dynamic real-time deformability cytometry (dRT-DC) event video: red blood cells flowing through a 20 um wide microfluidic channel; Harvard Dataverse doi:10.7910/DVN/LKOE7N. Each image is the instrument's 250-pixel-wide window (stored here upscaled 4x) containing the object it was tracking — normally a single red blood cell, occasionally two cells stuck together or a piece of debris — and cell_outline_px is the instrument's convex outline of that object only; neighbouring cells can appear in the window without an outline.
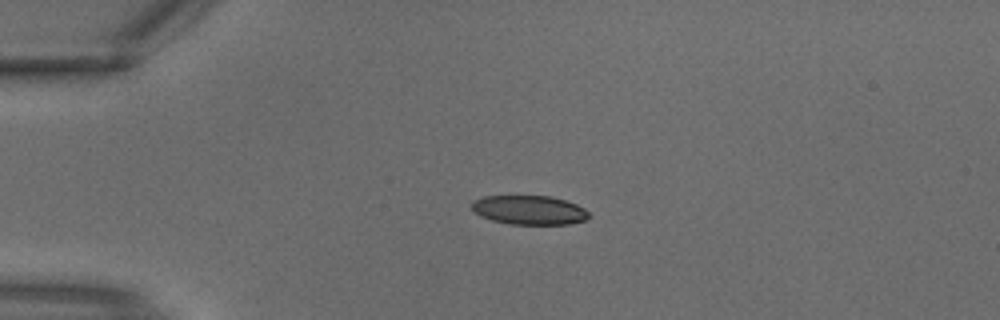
{"species": "common noctule bat (a hibernating species)", "species_latin": "Nyctalus noctula", "temperature_condition": "warm", "stored_images_in_passage": 2, "camera_frame_rate_fps": 3000, "um_per_image_px": 0.085, "animal": {"sex": "male", "body_mass_g": 18.8}, "frame": {"image": 1, "passage_image": 1, "time_ms": 0.0, "image_size_px": [1000, 320], "cell_outline_px": [[592, 216], [584, 220], [568, 224], [512, 224], [492, 220], [480, 216], [472, 212], [472, 200], [484, 196], [552, 196], [576, 204], [584, 208]], "centroid_in_image_um": [44.97, 17.85], "position_along_channel_um": 40.0, "area_um2": 19.94}}
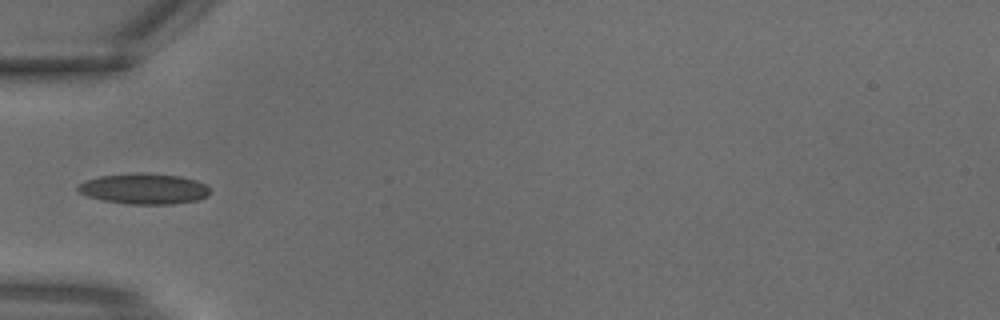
{"frame": {"image": 2, "passage_image": 2, "time_ms": 0.333, "image_size_px": [1000, 320], "cell_outline_px": [[208, 196], [196, 200], [172, 204], [128, 204], [104, 200], [88, 196], [80, 192], [76, 188], [76, 184], [84, 180], [100, 176], [136, 172], [144, 172], [180, 176], [196, 180], [204, 184], [208, 188]], "centroid_in_image_um": [12.2, 16.03], "position_along_channel_um": 72.8, "area_um2": 23.64}}